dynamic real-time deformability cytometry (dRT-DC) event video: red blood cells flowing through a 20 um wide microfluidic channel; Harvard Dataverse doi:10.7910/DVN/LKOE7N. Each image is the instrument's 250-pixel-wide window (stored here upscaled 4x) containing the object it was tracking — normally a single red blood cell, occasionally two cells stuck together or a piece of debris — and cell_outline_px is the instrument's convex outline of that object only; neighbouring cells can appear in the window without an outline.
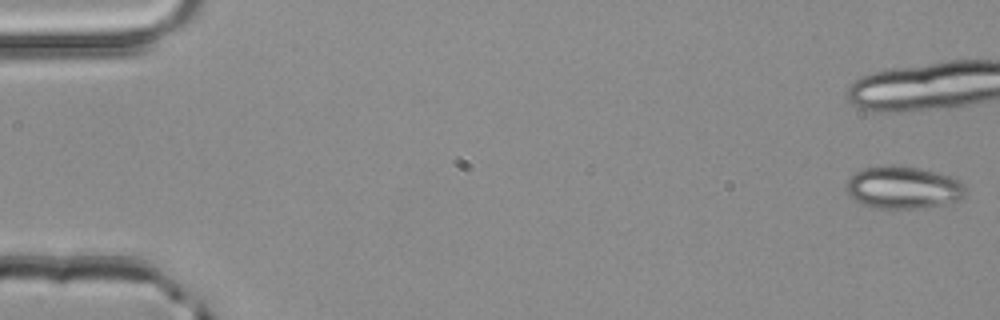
{"species": "common noctule bat (a hibernating species)", "species_latin": "Nyctalus noctula", "temperature_condition": "room temperature", "stored_images_in_passage": 12, "camera_frame_rate_fps": 3000, "um_per_image_px": 0.085, "animal": {"sex": "male", "body_mass_g": 20.4}, "frame": {"image": 1, "passage_image": 1, "time_ms": 0.0, "image_size_px": [1000, 320], "cell_outline_px": [[968, 192], [960, 200], [944, 204], [924, 208], [876, 208], [864, 204], [856, 200], [848, 192], [844, 184], [856, 172], [864, 168], [920, 168], [936, 172], [960, 180], [964, 184]], "centroid_in_image_um": [76.84, 15.98], "position_along_channel_um": 8.2, "area_um2": 28.78}}